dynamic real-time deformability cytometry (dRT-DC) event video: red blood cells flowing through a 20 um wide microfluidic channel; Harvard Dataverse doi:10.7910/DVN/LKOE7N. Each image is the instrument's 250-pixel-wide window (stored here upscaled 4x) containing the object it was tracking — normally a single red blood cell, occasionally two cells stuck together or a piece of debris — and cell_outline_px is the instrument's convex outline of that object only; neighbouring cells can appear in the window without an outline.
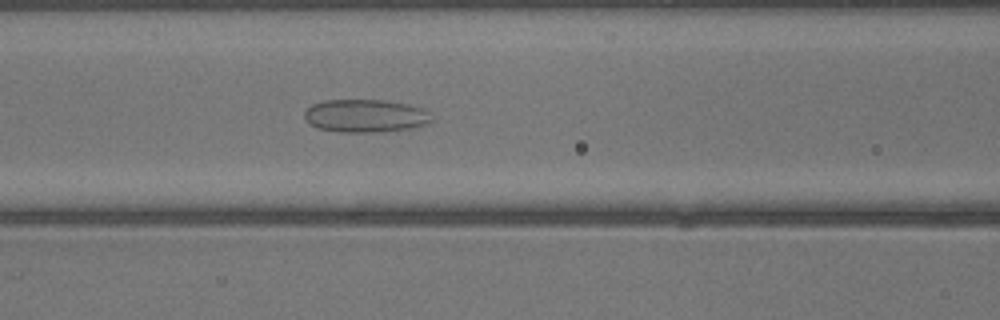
{"species": "common noctule bat (a hibernating species)", "species_latin": "Nyctalus noctula", "temperature_condition": "warm", "stored_images_in_passage": 30, "camera_frame_rate_fps": 3000, "um_per_image_px": 0.085, "animal": {"sex": "male", "body_mass_g": 13.3}, "frame": {"image": 1, "passage_image": 6, "time_ms": 1.667, "image_size_px": [1000, 320], "cell_outline_px": [[432, 120], [428, 124], [412, 128], [376, 132], [344, 132], [320, 128], [304, 120], [304, 112], [312, 104], [324, 100], [384, 100], [408, 104], [424, 108], [428, 112]], "centroid_in_image_um": [31.08, 9.84], "position_along_channel_um": 135.5, "area_um2": 24.39}}
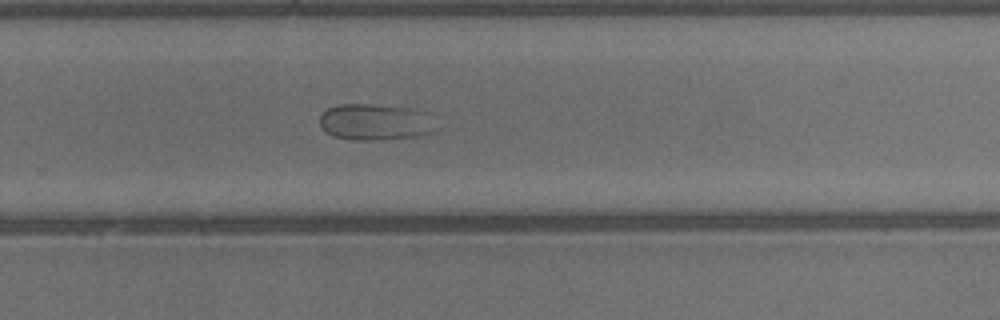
{"frame": {"image": 2, "passage_image": 16, "time_ms": 5.0, "image_size_px": [1000, 320], "cell_outline_px": [[428, 132], [416, 136], [372, 140], [352, 140], [332, 136], [320, 124], [320, 112], [336, 104], [372, 104], [412, 108], [428, 112]], "centroid_in_image_um": [31.74, 10.35], "position_along_channel_um": 298.1, "area_um2": 24.04}}
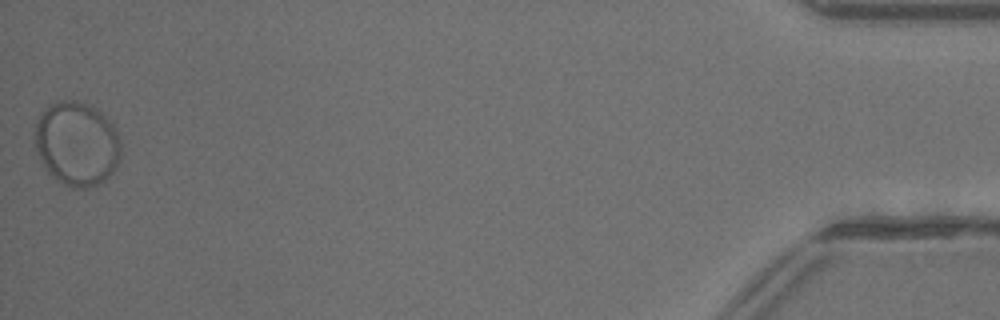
{"frame": {"image": 3, "passage_image": 30, "time_ms": 9.667, "image_size_px": [1000, 320], "cell_outline_px": [[120, 160], [112, 172], [104, 180], [96, 184], [84, 188], [80, 188], [68, 184], [60, 180], [48, 172], [36, 152], [36, 124], [40, 112], [52, 104], [64, 100], [76, 100], [96, 108], [116, 128], [120, 140]], "centroid_in_image_um": [6.55, 12.18], "position_along_channel_um": 428.7, "area_um2": 41.56}}